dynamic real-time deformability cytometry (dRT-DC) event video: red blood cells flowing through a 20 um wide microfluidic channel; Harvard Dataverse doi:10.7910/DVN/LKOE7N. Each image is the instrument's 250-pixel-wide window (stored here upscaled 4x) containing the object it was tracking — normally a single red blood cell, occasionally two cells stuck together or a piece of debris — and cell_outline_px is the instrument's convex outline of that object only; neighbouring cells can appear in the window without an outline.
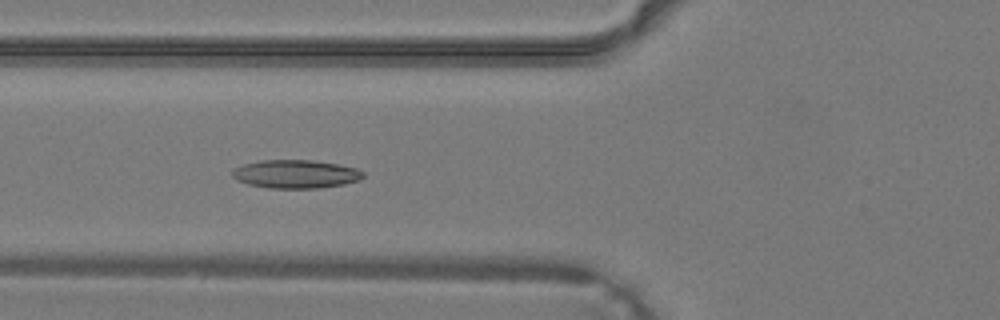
{"species": "common noctule bat (a hibernating species)", "species_latin": "Nyctalus noctula", "temperature_condition": "warm", "stored_images_in_passage": 39, "camera_frame_rate_fps": 3000, "um_per_image_px": 0.085, "animal": {"sex": "male", "body_mass_g": 19.2, "forearm_length_mm": 51.8}, "frame": {"image": 1, "passage_image": 15, "time_ms": 4.667, "image_size_px": [1000, 320], "cell_outline_px": [[364, 176], [360, 180], [344, 184], [316, 188], [268, 188], [248, 184], [236, 180], [232, 176], [232, 168], [244, 164], [260, 160], [312, 160], [340, 164], [356, 168], [364, 172]], "centroid_in_image_um": [25.12, 14.79], "position_along_channel_um": 100.7, "area_um2": 21.79}}
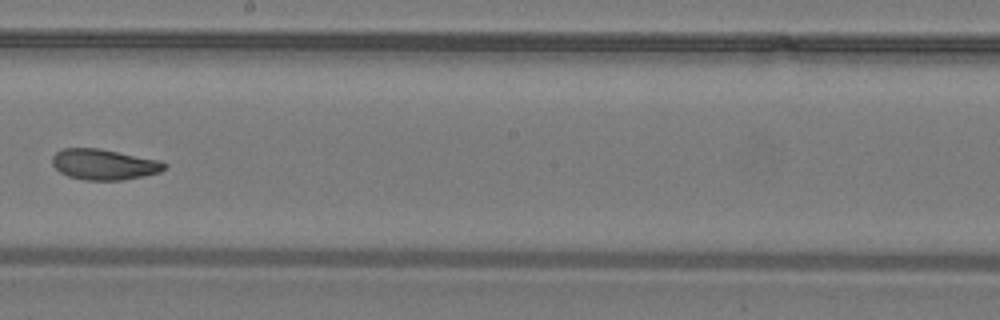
{"frame": {"image": 2, "passage_image": 23, "time_ms": 7.333, "image_size_px": [1000, 320], "cell_outline_px": [[168, 164], [160, 172], [144, 176], [124, 180], [84, 180], [68, 176], [60, 172], [52, 164], [52, 156], [56, 152], [64, 148], [100, 148], [160, 160]], "centroid_in_image_um": [8.85, 13.97], "position_along_channel_um": 239.4, "area_um2": 20.17}}
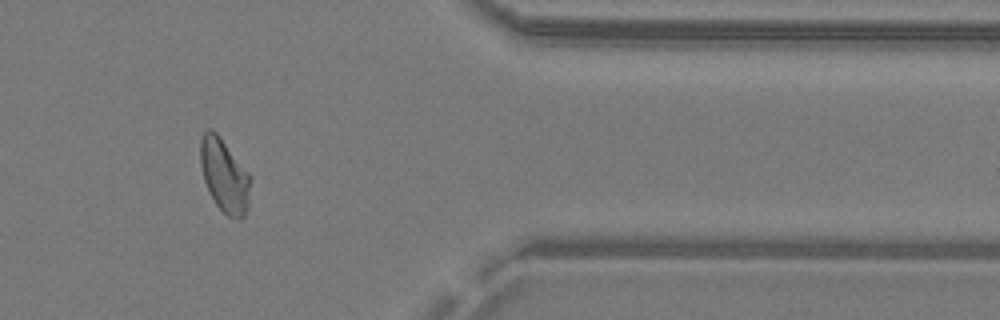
{"frame": {"image": 3, "passage_image": 33, "time_ms": 10.667, "image_size_px": [1000, 320], "cell_outline_px": [[248, 208], [244, 216], [240, 220], [228, 216], [216, 204], [204, 180], [200, 164], [200, 140], [204, 132], [208, 128], [212, 128], [220, 136], [248, 172]], "centroid_in_image_um": [19.04, 14.89], "position_along_channel_um": 392.4, "area_um2": 20.98}}